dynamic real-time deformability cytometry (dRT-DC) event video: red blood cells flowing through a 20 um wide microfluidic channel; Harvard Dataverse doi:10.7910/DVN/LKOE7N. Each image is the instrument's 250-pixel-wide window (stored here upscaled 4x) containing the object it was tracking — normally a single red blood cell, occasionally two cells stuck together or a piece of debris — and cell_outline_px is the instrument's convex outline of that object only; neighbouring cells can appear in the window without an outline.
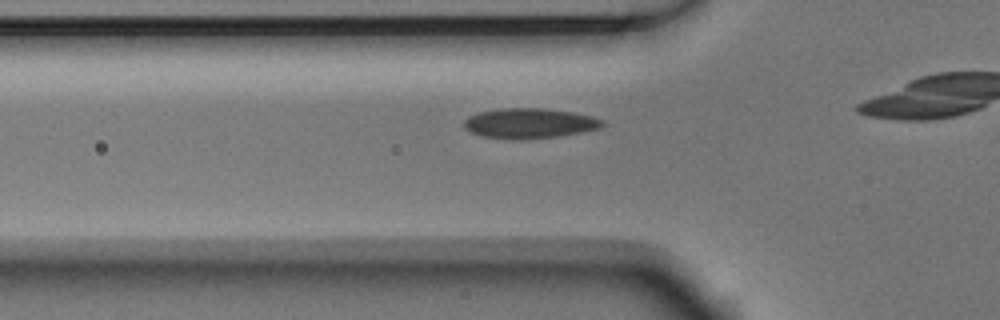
{"species": "Egyptian fruit bat (a non-hibernating species)", "species_latin": "Rousettus aegyptiacus", "temperature_condition": "room temperature", "stored_images_in_passage": 36, "camera_frame_rate_fps": 3000, "um_per_image_px": 0.085, "animal": {"sex": "male"}, "frame": {"image": 1, "passage_image": 10, "time_ms": 3.0, "image_size_px": [1000, 320], "cell_outline_px": [[608, 124], [600, 128], [580, 132], [556, 136], [520, 140], [516, 140], [480, 136], [468, 132], [464, 128], [464, 120], [468, 116], [480, 112], [500, 108], [544, 108], [572, 112], [592, 116], [604, 120]], "centroid_in_image_um": [44.99, 10.48], "position_along_channel_um": 80.8, "area_um2": 24.51}}
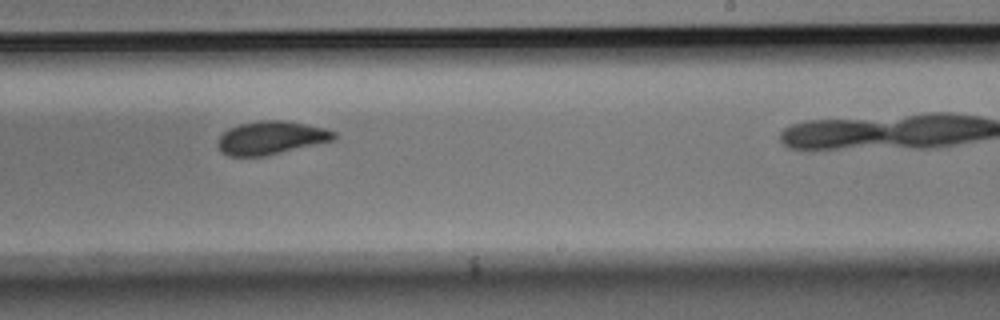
{"frame": {"image": 2, "passage_image": 25, "time_ms": 8.0, "image_size_px": [1000, 320], "cell_outline_px": [[336, 140], [268, 156], [228, 156], [220, 152], [216, 144], [216, 140], [228, 128], [240, 124], [260, 120], [284, 120], [324, 128], [336, 132]], "centroid_in_image_um": [23.03, 11.73], "position_along_channel_um": 266.0, "area_um2": 22.89}}
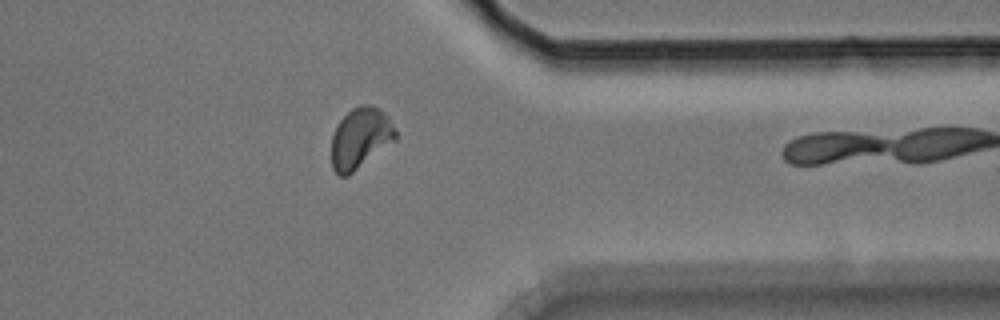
{"frame": {"image": 3, "passage_image": 35, "time_ms": 11.333, "image_size_px": [1000, 320], "cell_outline_px": [[396, 140], [348, 176], [340, 176], [332, 168], [332, 136], [340, 120], [352, 108], [360, 104], [372, 104], [380, 108], [388, 116], [396, 132]], "centroid_in_image_um": [30.64, 11.73], "position_along_channel_um": 380.8, "area_um2": 22.72}}